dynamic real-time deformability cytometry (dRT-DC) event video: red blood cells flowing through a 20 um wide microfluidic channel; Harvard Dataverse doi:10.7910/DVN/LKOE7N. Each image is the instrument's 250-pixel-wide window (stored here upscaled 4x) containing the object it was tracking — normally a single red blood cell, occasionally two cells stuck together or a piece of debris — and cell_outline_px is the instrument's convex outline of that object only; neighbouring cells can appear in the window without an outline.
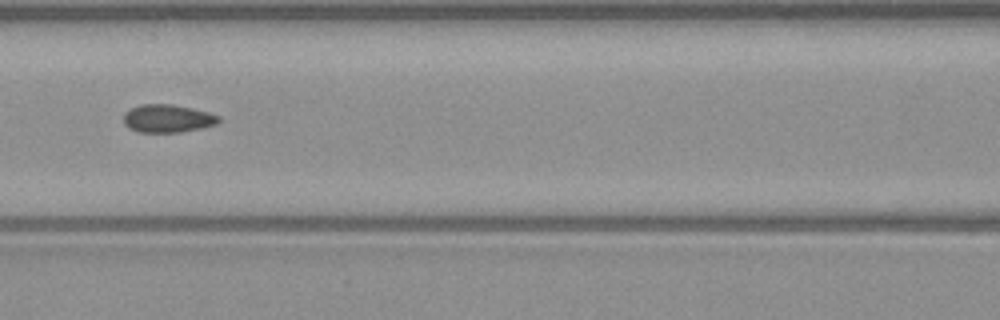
{"species": "common noctule bat (a hibernating species)", "species_latin": "Nyctalus noctula", "temperature_condition": "warm", "stored_images_in_passage": 7, "camera_frame_rate_fps": 3000, "um_per_image_px": 0.085, "animal": {"sex": "male", "body_mass_g": 23.1, "forearm_length_mm": 52.7}, "frame": {"image": 1, "passage_image": 7, "time_ms": 7.0, "image_size_px": [1000, 320], "cell_outline_px": [[220, 120], [216, 124], [204, 128], [180, 132], [136, 132], [128, 128], [124, 124], [124, 112], [140, 104], [172, 104], [192, 108], [208, 112], [220, 116]], "centroid_in_image_um": [14.24, 10.07], "position_along_channel_um": 152.4, "area_um2": 15.66}}